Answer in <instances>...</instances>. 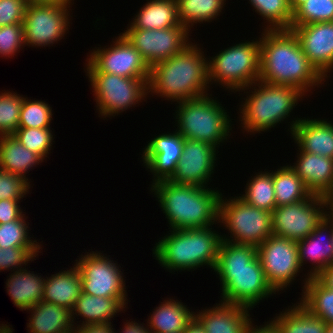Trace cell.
Wrapping results in <instances>:
<instances>
[{
	"label": "cell",
	"mask_w": 333,
	"mask_h": 333,
	"mask_svg": "<svg viewBox=\"0 0 333 333\" xmlns=\"http://www.w3.org/2000/svg\"><path fill=\"white\" fill-rule=\"evenodd\" d=\"M260 36V81L297 87L305 95L326 82L303 53L292 30L263 29Z\"/></svg>",
	"instance_id": "1"
},
{
	"label": "cell",
	"mask_w": 333,
	"mask_h": 333,
	"mask_svg": "<svg viewBox=\"0 0 333 333\" xmlns=\"http://www.w3.org/2000/svg\"><path fill=\"white\" fill-rule=\"evenodd\" d=\"M214 272L221 284V301L252 310L277 292L269 284L257 247L222 240Z\"/></svg>",
	"instance_id": "2"
},
{
	"label": "cell",
	"mask_w": 333,
	"mask_h": 333,
	"mask_svg": "<svg viewBox=\"0 0 333 333\" xmlns=\"http://www.w3.org/2000/svg\"><path fill=\"white\" fill-rule=\"evenodd\" d=\"M197 45L192 42L180 53L152 66L148 94L171 102L207 95L210 87L208 58Z\"/></svg>",
	"instance_id": "3"
},
{
	"label": "cell",
	"mask_w": 333,
	"mask_h": 333,
	"mask_svg": "<svg viewBox=\"0 0 333 333\" xmlns=\"http://www.w3.org/2000/svg\"><path fill=\"white\" fill-rule=\"evenodd\" d=\"M170 230L205 228L218 223L222 193L209 187L176 184L169 180L151 185Z\"/></svg>",
	"instance_id": "4"
},
{
	"label": "cell",
	"mask_w": 333,
	"mask_h": 333,
	"mask_svg": "<svg viewBox=\"0 0 333 333\" xmlns=\"http://www.w3.org/2000/svg\"><path fill=\"white\" fill-rule=\"evenodd\" d=\"M212 229L211 225L205 228L169 230L170 233L155 243L153 255L160 266L171 273L195 270L203 266L214 270L222 235Z\"/></svg>",
	"instance_id": "5"
},
{
	"label": "cell",
	"mask_w": 333,
	"mask_h": 333,
	"mask_svg": "<svg viewBox=\"0 0 333 333\" xmlns=\"http://www.w3.org/2000/svg\"><path fill=\"white\" fill-rule=\"evenodd\" d=\"M243 91L247 96L239 105V121L244 129L242 131L252 134L269 131L286 121L298 101L305 96L297 87L268 84L260 80L238 91L239 95Z\"/></svg>",
	"instance_id": "6"
},
{
	"label": "cell",
	"mask_w": 333,
	"mask_h": 333,
	"mask_svg": "<svg viewBox=\"0 0 333 333\" xmlns=\"http://www.w3.org/2000/svg\"><path fill=\"white\" fill-rule=\"evenodd\" d=\"M211 96L177 102L174 119H177L176 130L185 139L207 142L219 149L231 135L233 119L228 116L226 107Z\"/></svg>",
	"instance_id": "7"
},
{
	"label": "cell",
	"mask_w": 333,
	"mask_h": 333,
	"mask_svg": "<svg viewBox=\"0 0 333 333\" xmlns=\"http://www.w3.org/2000/svg\"><path fill=\"white\" fill-rule=\"evenodd\" d=\"M208 59L210 85L218 83L236 93L259 80L260 37L251 42L235 43Z\"/></svg>",
	"instance_id": "8"
},
{
	"label": "cell",
	"mask_w": 333,
	"mask_h": 333,
	"mask_svg": "<svg viewBox=\"0 0 333 333\" xmlns=\"http://www.w3.org/2000/svg\"><path fill=\"white\" fill-rule=\"evenodd\" d=\"M86 76L94 92L96 110L101 118L117 116L130 107L147 101L148 81L140 78H126L114 74L99 72L87 59ZM87 70V71H86Z\"/></svg>",
	"instance_id": "9"
},
{
	"label": "cell",
	"mask_w": 333,
	"mask_h": 333,
	"mask_svg": "<svg viewBox=\"0 0 333 333\" xmlns=\"http://www.w3.org/2000/svg\"><path fill=\"white\" fill-rule=\"evenodd\" d=\"M219 202L218 223L228 229L222 240L236 244L260 246L273 235L272 212L259 209L240 197L223 198Z\"/></svg>",
	"instance_id": "10"
},
{
	"label": "cell",
	"mask_w": 333,
	"mask_h": 333,
	"mask_svg": "<svg viewBox=\"0 0 333 333\" xmlns=\"http://www.w3.org/2000/svg\"><path fill=\"white\" fill-rule=\"evenodd\" d=\"M87 253V254H86ZM100 251L85 252L75 261L80 271L82 292L101 297L127 298L121 266Z\"/></svg>",
	"instance_id": "11"
},
{
	"label": "cell",
	"mask_w": 333,
	"mask_h": 333,
	"mask_svg": "<svg viewBox=\"0 0 333 333\" xmlns=\"http://www.w3.org/2000/svg\"><path fill=\"white\" fill-rule=\"evenodd\" d=\"M70 10L69 6L57 4H27L23 21L25 45L47 47L60 41L69 31Z\"/></svg>",
	"instance_id": "12"
},
{
	"label": "cell",
	"mask_w": 333,
	"mask_h": 333,
	"mask_svg": "<svg viewBox=\"0 0 333 333\" xmlns=\"http://www.w3.org/2000/svg\"><path fill=\"white\" fill-rule=\"evenodd\" d=\"M257 255L269 284L278 294L293 284L303 269L294 240L273 234L257 247Z\"/></svg>",
	"instance_id": "13"
},
{
	"label": "cell",
	"mask_w": 333,
	"mask_h": 333,
	"mask_svg": "<svg viewBox=\"0 0 333 333\" xmlns=\"http://www.w3.org/2000/svg\"><path fill=\"white\" fill-rule=\"evenodd\" d=\"M320 195L311 194L295 204L281 205L272 211L273 234L299 241L309 236L325 218Z\"/></svg>",
	"instance_id": "14"
},
{
	"label": "cell",
	"mask_w": 333,
	"mask_h": 333,
	"mask_svg": "<svg viewBox=\"0 0 333 333\" xmlns=\"http://www.w3.org/2000/svg\"><path fill=\"white\" fill-rule=\"evenodd\" d=\"M190 31L184 25L167 29H127L122 34L150 66L168 60L190 43Z\"/></svg>",
	"instance_id": "15"
},
{
	"label": "cell",
	"mask_w": 333,
	"mask_h": 333,
	"mask_svg": "<svg viewBox=\"0 0 333 333\" xmlns=\"http://www.w3.org/2000/svg\"><path fill=\"white\" fill-rule=\"evenodd\" d=\"M118 35L107 48L105 46L92 49L93 52L91 51L86 59L99 72L146 79L149 82L150 66L122 33Z\"/></svg>",
	"instance_id": "16"
},
{
	"label": "cell",
	"mask_w": 333,
	"mask_h": 333,
	"mask_svg": "<svg viewBox=\"0 0 333 333\" xmlns=\"http://www.w3.org/2000/svg\"><path fill=\"white\" fill-rule=\"evenodd\" d=\"M217 151V152H216ZM218 148L203 141L185 139L177 169L169 181L176 184L209 187L217 166Z\"/></svg>",
	"instance_id": "17"
},
{
	"label": "cell",
	"mask_w": 333,
	"mask_h": 333,
	"mask_svg": "<svg viewBox=\"0 0 333 333\" xmlns=\"http://www.w3.org/2000/svg\"><path fill=\"white\" fill-rule=\"evenodd\" d=\"M142 151V162L153 175L152 184L170 180L177 169L185 138L177 131L154 136Z\"/></svg>",
	"instance_id": "18"
},
{
	"label": "cell",
	"mask_w": 333,
	"mask_h": 333,
	"mask_svg": "<svg viewBox=\"0 0 333 333\" xmlns=\"http://www.w3.org/2000/svg\"><path fill=\"white\" fill-rule=\"evenodd\" d=\"M290 30L309 62L327 80L333 72V21L291 26Z\"/></svg>",
	"instance_id": "19"
},
{
	"label": "cell",
	"mask_w": 333,
	"mask_h": 333,
	"mask_svg": "<svg viewBox=\"0 0 333 333\" xmlns=\"http://www.w3.org/2000/svg\"><path fill=\"white\" fill-rule=\"evenodd\" d=\"M326 119L294 118L288 131L297 149L333 159V123Z\"/></svg>",
	"instance_id": "20"
},
{
	"label": "cell",
	"mask_w": 333,
	"mask_h": 333,
	"mask_svg": "<svg viewBox=\"0 0 333 333\" xmlns=\"http://www.w3.org/2000/svg\"><path fill=\"white\" fill-rule=\"evenodd\" d=\"M214 307L194 313V319L205 333H245L253 321L250 309L219 301ZM197 313V314H196Z\"/></svg>",
	"instance_id": "21"
},
{
	"label": "cell",
	"mask_w": 333,
	"mask_h": 333,
	"mask_svg": "<svg viewBox=\"0 0 333 333\" xmlns=\"http://www.w3.org/2000/svg\"><path fill=\"white\" fill-rule=\"evenodd\" d=\"M297 246L301 268L307 261L312 262L310 272L308 270L307 276H304L307 278L318 276L326 267L333 264L332 221L324 218L309 236L297 241Z\"/></svg>",
	"instance_id": "22"
},
{
	"label": "cell",
	"mask_w": 333,
	"mask_h": 333,
	"mask_svg": "<svg viewBox=\"0 0 333 333\" xmlns=\"http://www.w3.org/2000/svg\"><path fill=\"white\" fill-rule=\"evenodd\" d=\"M127 301V298L99 297L82 292L71 310L75 325L77 324L75 323L76 316L77 318L78 316L84 318L81 321L82 323L77 324L75 328L87 325L112 324L111 319L117 313L123 312L128 304Z\"/></svg>",
	"instance_id": "23"
},
{
	"label": "cell",
	"mask_w": 333,
	"mask_h": 333,
	"mask_svg": "<svg viewBox=\"0 0 333 333\" xmlns=\"http://www.w3.org/2000/svg\"><path fill=\"white\" fill-rule=\"evenodd\" d=\"M297 151L296 163L290 167L312 194L322 196L333 186V159L300 149Z\"/></svg>",
	"instance_id": "24"
},
{
	"label": "cell",
	"mask_w": 333,
	"mask_h": 333,
	"mask_svg": "<svg viewBox=\"0 0 333 333\" xmlns=\"http://www.w3.org/2000/svg\"><path fill=\"white\" fill-rule=\"evenodd\" d=\"M28 310L31 312L28 333H73L76 329L68 308L41 301Z\"/></svg>",
	"instance_id": "25"
},
{
	"label": "cell",
	"mask_w": 333,
	"mask_h": 333,
	"mask_svg": "<svg viewBox=\"0 0 333 333\" xmlns=\"http://www.w3.org/2000/svg\"><path fill=\"white\" fill-rule=\"evenodd\" d=\"M72 267L45 277L42 301L72 310L82 293L80 271L75 264Z\"/></svg>",
	"instance_id": "26"
},
{
	"label": "cell",
	"mask_w": 333,
	"mask_h": 333,
	"mask_svg": "<svg viewBox=\"0 0 333 333\" xmlns=\"http://www.w3.org/2000/svg\"><path fill=\"white\" fill-rule=\"evenodd\" d=\"M9 275L5 283L6 291L17 308L26 311L42 301L44 277L31 272L26 266Z\"/></svg>",
	"instance_id": "27"
},
{
	"label": "cell",
	"mask_w": 333,
	"mask_h": 333,
	"mask_svg": "<svg viewBox=\"0 0 333 333\" xmlns=\"http://www.w3.org/2000/svg\"><path fill=\"white\" fill-rule=\"evenodd\" d=\"M152 311L147 319V326L151 333H183L194 319V311L187 305L167 298ZM184 304V305H183ZM191 310V312H190Z\"/></svg>",
	"instance_id": "28"
},
{
	"label": "cell",
	"mask_w": 333,
	"mask_h": 333,
	"mask_svg": "<svg viewBox=\"0 0 333 333\" xmlns=\"http://www.w3.org/2000/svg\"><path fill=\"white\" fill-rule=\"evenodd\" d=\"M180 24L176 0H147L127 29H167Z\"/></svg>",
	"instance_id": "29"
},
{
	"label": "cell",
	"mask_w": 333,
	"mask_h": 333,
	"mask_svg": "<svg viewBox=\"0 0 333 333\" xmlns=\"http://www.w3.org/2000/svg\"><path fill=\"white\" fill-rule=\"evenodd\" d=\"M43 161L44 159L40 155L25 148L13 134L0 135V169L20 176L29 182L31 180H28L26 174L32 167H36Z\"/></svg>",
	"instance_id": "30"
},
{
	"label": "cell",
	"mask_w": 333,
	"mask_h": 333,
	"mask_svg": "<svg viewBox=\"0 0 333 333\" xmlns=\"http://www.w3.org/2000/svg\"><path fill=\"white\" fill-rule=\"evenodd\" d=\"M276 315L271 322L280 333H326L327 323L300 302Z\"/></svg>",
	"instance_id": "31"
},
{
	"label": "cell",
	"mask_w": 333,
	"mask_h": 333,
	"mask_svg": "<svg viewBox=\"0 0 333 333\" xmlns=\"http://www.w3.org/2000/svg\"><path fill=\"white\" fill-rule=\"evenodd\" d=\"M299 302L313 315L327 324H333V290L324 286L316 277L303 279Z\"/></svg>",
	"instance_id": "32"
},
{
	"label": "cell",
	"mask_w": 333,
	"mask_h": 333,
	"mask_svg": "<svg viewBox=\"0 0 333 333\" xmlns=\"http://www.w3.org/2000/svg\"><path fill=\"white\" fill-rule=\"evenodd\" d=\"M276 170L273 171L276 207L295 204L312 194L290 164L278 167Z\"/></svg>",
	"instance_id": "33"
},
{
	"label": "cell",
	"mask_w": 333,
	"mask_h": 333,
	"mask_svg": "<svg viewBox=\"0 0 333 333\" xmlns=\"http://www.w3.org/2000/svg\"><path fill=\"white\" fill-rule=\"evenodd\" d=\"M176 2L179 21L190 31L194 24L217 20L226 0H176Z\"/></svg>",
	"instance_id": "34"
},
{
	"label": "cell",
	"mask_w": 333,
	"mask_h": 333,
	"mask_svg": "<svg viewBox=\"0 0 333 333\" xmlns=\"http://www.w3.org/2000/svg\"><path fill=\"white\" fill-rule=\"evenodd\" d=\"M260 171L246 183L245 193L239 196L248 204L272 212L276 207L273 171Z\"/></svg>",
	"instance_id": "35"
},
{
	"label": "cell",
	"mask_w": 333,
	"mask_h": 333,
	"mask_svg": "<svg viewBox=\"0 0 333 333\" xmlns=\"http://www.w3.org/2000/svg\"><path fill=\"white\" fill-rule=\"evenodd\" d=\"M253 10L261 16L264 23H268L264 29H290L293 13L289 0H249Z\"/></svg>",
	"instance_id": "36"
},
{
	"label": "cell",
	"mask_w": 333,
	"mask_h": 333,
	"mask_svg": "<svg viewBox=\"0 0 333 333\" xmlns=\"http://www.w3.org/2000/svg\"><path fill=\"white\" fill-rule=\"evenodd\" d=\"M52 107L45 101L23 97L18 128H51Z\"/></svg>",
	"instance_id": "37"
},
{
	"label": "cell",
	"mask_w": 333,
	"mask_h": 333,
	"mask_svg": "<svg viewBox=\"0 0 333 333\" xmlns=\"http://www.w3.org/2000/svg\"><path fill=\"white\" fill-rule=\"evenodd\" d=\"M25 214L19 219L0 224V247H41L42 245L29 236V223ZM28 223V225H27Z\"/></svg>",
	"instance_id": "38"
},
{
	"label": "cell",
	"mask_w": 333,
	"mask_h": 333,
	"mask_svg": "<svg viewBox=\"0 0 333 333\" xmlns=\"http://www.w3.org/2000/svg\"><path fill=\"white\" fill-rule=\"evenodd\" d=\"M333 21V0H307L294 13L291 26Z\"/></svg>",
	"instance_id": "39"
},
{
	"label": "cell",
	"mask_w": 333,
	"mask_h": 333,
	"mask_svg": "<svg viewBox=\"0 0 333 333\" xmlns=\"http://www.w3.org/2000/svg\"><path fill=\"white\" fill-rule=\"evenodd\" d=\"M23 97L14 91L0 93V135H12L18 129Z\"/></svg>",
	"instance_id": "40"
},
{
	"label": "cell",
	"mask_w": 333,
	"mask_h": 333,
	"mask_svg": "<svg viewBox=\"0 0 333 333\" xmlns=\"http://www.w3.org/2000/svg\"><path fill=\"white\" fill-rule=\"evenodd\" d=\"M51 128H18L13 135L30 151L40 155L44 160L49 155L54 142Z\"/></svg>",
	"instance_id": "41"
},
{
	"label": "cell",
	"mask_w": 333,
	"mask_h": 333,
	"mask_svg": "<svg viewBox=\"0 0 333 333\" xmlns=\"http://www.w3.org/2000/svg\"><path fill=\"white\" fill-rule=\"evenodd\" d=\"M42 247H0V272L1 270H11V272L22 269L31 261L36 260L35 257L39 256V250Z\"/></svg>",
	"instance_id": "42"
},
{
	"label": "cell",
	"mask_w": 333,
	"mask_h": 333,
	"mask_svg": "<svg viewBox=\"0 0 333 333\" xmlns=\"http://www.w3.org/2000/svg\"><path fill=\"white\" fill-rule=\"evenodd\" d=\"M25 46L23 23L0 27V57H14Z\"/></svg>",
	"instance_id": "43"
},
{
	"label": "cell",
	"mask_w": 333,
	"mask_h": 333,
	"mask_svg": "<svg viewBox=\"0 0 333 333\" xmlns=\"http://www.w3.org/2000/svg\"><path fill=\"white\" fill-rule=\"evenodd\" d=\"M30 187V182L24 178L0 169V200H21L27 196Z\"/></svg>",
	"instance_id": "44"
},
{
	"label": "cell",
	"mask_w": 333,
	"mask_h": 333,
	"mask_svg": "<svg viewBox=\"0 0 333 333\" xmlns=\"http://www.w3.org/2000/svg\"><path fill=\"white\" fill-rule=\"evenodd\" d=\"M25 0H0V27L23 23Z\"/></svg>",
	"instance_id": "45"
},
{
	"label": "cell",
	"mask_w": 333,
	"mask_h": 333,
	"mask_svg": "<svg viewBox=\"0 0 333 333\" xmlns=\"http://www.w3.org/2000/svg\"><path fill=\"white\" fill-rule=\"evenodd\" d=\"M21 200L4 199L0 200V224L8 223L19 219L23 214Z\"/></svg>",
	"instance_id": "46"
},
{
	"label": "cell",
	"mask_w": 333,
	"mask_h": 333,
	"mask_svg": "<svg viewBox=\"0 0 333 333\" xmlns=\"http://www.w3.org/2000/svg\"><path fill=\"white\" fill-rule=\"evenodd\" d=\"M73 333H116V331L113 325L103 324L77 327Z\"/></svg>",
	"instance_id": "47"
},
{
	"label": "cell",
	"mask_w": 333,
	"mask_h": 333,
	"mask_svg": "<svg viewBox=\"0 0 333 333\" xmlns=\"http://www.w3.org/2000/svg\"><path fill=\"white\" fill-rule=\"evenodd\" d=\"M321 197L325 207V219L327 221H333V186L329 190H327Z\"/></svg>",
	"instance_id": "48"
},
{
	"label": "cell",
	"mask_w": 333,
	"mask_h": 333,
	"mask_svg": "<svg viewBox=\"0 0 333 333\" xmlns=\"http://www.w3.org/2000/svg\"><path fill=\"white\" fill-rule=\"evenodd\" d=\"M245 333H280L276 326L271 322L267 321L262 326H257L251 322V324L246 329Z\"/></svg>",
	"instance_id": "49"
},
{
	"label": "cell",
	"mask_w": 333,
	"mask_h": 333,
	"mask_svg": "<svg viewBox=\"0 0 333 333\" xmlns=\"http://www.w3.org/2000/svg\"><path fill=\"white\" fill-rule=\"evenodd\" d=\"M145 324H140L135 321L126 320L123 330L120 333H151L149 327Z\"/></svg>",
	"instance_id": "50"
},
{
	"label": "cell",
	"mask_w": 333,
	"mask_h": 333,
	"mask_svg": "<svg viewBox=\"0 0 333 333\" xmlns=\"http://www.w3.org/2000/svg\"><path fill=\"white\" fill-rule=\"evenodd\" d=\"M316 278L326 287L333 290V264L326 267Z\"/></svg>",
	"instance_id": "51"
},
{
	"label": "cell",
	"mask_w": 333,
	"mask_h": 333,
	"mask_svg": "<svg viewBox=\"0 0 333 333\" xmlns=\"http://www.w3.org/2000/svg\"><path fill=\"white\" fill-rule=\"evenodd\" d=\"M27 4H57L62 6L73 5L72 0H25Z\"/></svg>",
	"instance_id": "52"
},
{
	"label": "cell",
	"mask_w": 333,
	"mask_h": 333,
	"mask_svg": "<svg viewBox=\"0 0 333 333\" xmlns=\"http://www.w3.org/2000/svg\"><path fill=\"white\" fill-rule=\"evenodd\" d=\"M183 333H205L201 325L193 319V321L187 326Z\"/></svg>",
	"instance_id": "53"
},
{
	"label": "cell",
	"mask_w": 333,
	"mask_h": 333,
	"mask_svg": "<svg viewBox=\"0 0 333 333\" xmlns=\"http://www.w3.org/2000/svg\"><path fill=\"white\" fill-rule=\"evenodd\" d=\"M307 0H289L291 12L294 13Z\"/></svg>",
	"instance_id": "54"
},
{
	"label": "cell",
	"mask_w": 333,
	"mask_h": 333,
	"mask_svg": "<svg viewBox=\"0 0 333 333\" xmlns=\"http://www.w3.org/2000/svg\"><path fill=\"white\" fill-rule=\"evenodd\" d=\"M326 333H333V324H327Z\"/></svg>",
	"instance_id": "55"
},
{
	"label": "cell",
	"mask_w": 333,
	"mask_h": 333,
	"mask_svg": "<svg viewBox=\"0 0 333 333\" xmlns=\"http://www.w3.org/2000/svg\"><path fill=\"white\" fill-rule=\"evenodd\" d=\"M332 245H333V221H332Z\"/></svg>",
	"instance_id": "56"
}]
</instances>
